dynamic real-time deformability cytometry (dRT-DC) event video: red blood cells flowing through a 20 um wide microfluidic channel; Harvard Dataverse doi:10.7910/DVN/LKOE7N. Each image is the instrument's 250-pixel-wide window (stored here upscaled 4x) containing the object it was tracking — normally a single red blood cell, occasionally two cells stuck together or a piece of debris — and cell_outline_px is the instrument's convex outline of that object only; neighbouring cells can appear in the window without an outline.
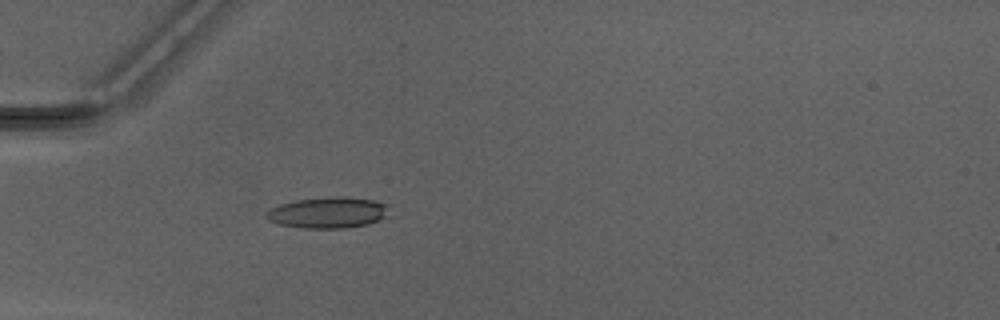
{"species": "Egyptian fruit bat (a non-hibernating species)", "species_latin": "Rousettus aegyptiacus", "temperature_condition": "warm", "stored_images_in_passage": 40, "camera_frame_rate_fps": 3000, "um_per_image_px": 0.085, "animal": {"sex": "male"}, "frame": {"image": 1, "passage_image": 6, "time_ms": 1.667, "image_size_px": [1000, 320], "cell_outline_px": [[384, 216], [380, 220], [368, 224], [344, 228], [300, 228], [280, 224], [268, 220], [264, 212], [280, 204], [296, 200], [328, 196], [344, 196], [376, 200], [384, 204]], "centroid_in_image_um": [27.81, 18.06], "position_along_channel_um": 57.2, "area_um2": 22.08}}
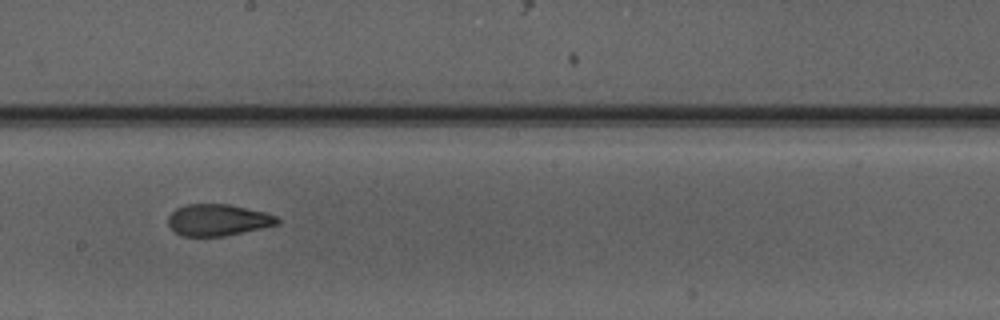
{"frame": {"image": 2, "passage_image": 19, "time_ms": 6.0, "image_size_px": [1000, 320], "cell_outline_px": [[280, 224], [224, 236], [184, 236], [176, 232], [168, 224], [168, 216], [176, 208], [184, 204], [228, 204], [264, 212], [276, 216], [280, 220]], "centroid_in_image_um": [18.52, 18.69], "position_along_channel_um": 229.7, "area_um2": 20.0}}
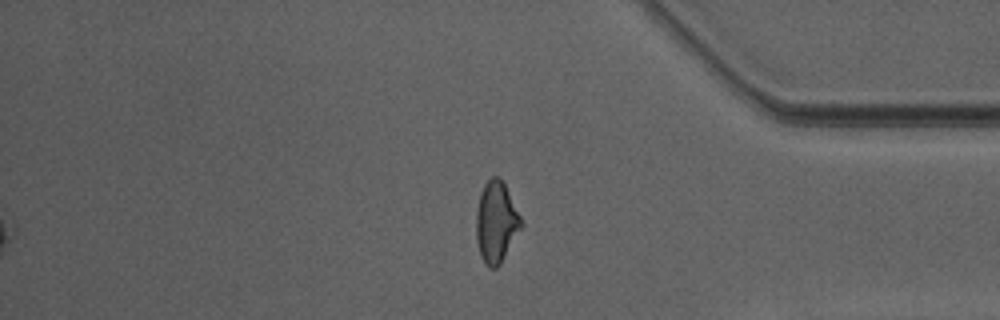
{"frame": {"image": 3, "passage_image": 32, "time_ms": 10.333, "image_size_px": [1000, 320], "cell_outline_px": [[524, 224], [500, 264], [496, 268], [492, 268], [484, 264], [480, 256], [476, 240], [476, 212], [480, 192], [484, 184], [492, 176], [500, 176]], "centroid_in_image_um": [42.16, 18.89], "position_along_channel_um": 393.0, "area_um2": 21.27}, "authors_computed_cell_mechanics": {"area_um2": 20.808, "velocity_mm_per_s": 4.2035, "shape_relaxation_time_tau1_ms": null, "shape_relaxation_time_tau2_ms": 1.6213, "deformation_change_tau1": null, "deformation_change_tau2": 0.0967}}